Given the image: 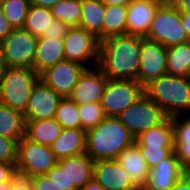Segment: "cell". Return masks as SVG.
<instances>
[{"mask_svg": "<svg viewBox=\"0 0 190 190\" xmlns=\"http://www.w3.org/2000/svg\"><path fill=\"white\" fill-rule=\"evenodd\" d=\"M142 36H112L100 42L98 67L107 79L137 81Z\"/></svg>", "mask_w": 190, "mask_h": 190, "instance_id": "6da1fadb", "label": "cell"}, {"mask_svg": "<svg viewBox=\"0 0 190 190\" xmlns=\"http://www.w3.org/2000/svg\"><path fill=\"white\" fill-rule=\"evenodd\" d=\"M134 143V137L117 117H106L86 131L85 153L93 160L116 159Z\"/></svg>", "mask_w": 190, "mask_h": 190, "instance_id": "7a4b0ae2", "label": "cell"}, {"mask_svg": "<svg viewBox=\"0 0 190 190\" xmlns=\"http://www.w3.org/2000/svg\"><path fill=\"white\" fill-rule=\"evenodd\" d=\"M144 94L168 117L190 115V77L165 74L145 85Z\"/></svg>", "mask_w": 190, "mask_h": 190, "instance_id": "3957f363", "label": "cell"}, {"mask_svg": "<svg viewBox=\"0 0 190 190\" xmlns=\"http://www.w3.org/2000/svg\"><path fill=\"white\" fill-rule=\"evenodd\" d=\"M39 74L29 67H7L0 80V102L24 113Z\"/></svg>", "mask_w": 190, "mask_h": 190, "instance_id": "277c9868", "label": "cell"}, {"mask_svg": "<svg viewBox=\"0 0 190 190\" xmlns=\"http://www.w3.org/2000/svg\"><path fill=\"white\" fill-rule=\"evenodd\" d=\"M145 38L159 42L166 48L189 42L181 24V12L170 0L157 8Z\"/></svg>", "mask_w": 190, "mask_h": 190, "instance_id": "5b68a950", "label": "cell"}, {"mask_svg": "<svg viewBox=\"0 0 190 190\" xmlns=\"http://www.w3.org/2000/svg\"><path fill=\"white\" fill-rule=\"evenodd\" d=\"M56 163L51 147L34 143L25 137L17 143V175L25 178L43 175Z\"/></svg>", "mask_w": 190, "mask_h": 190, "instance_id": "8992f818", "label": "cell"}, {"mask_svg": "<svg viewBox=\"0 0 190 190\" xmlns=\"http://www.w3.org/2000/svg\"><path fill=\"white\" fill-rule=\"evenodd\" d=\"M65 60L80 63L86 68L98 66L100 41L82 27H70L63 39Z\"/></svg>", "mask_w": 190, "mask_h": 190, "instance_id": "52a82bcc", "label": "cell"}, {"mask_svg": "<svg viewBox=\"0 0 190 190\" xmlns=\"http://www.w3.org/2000/svg\"><path fill=\"white\" fill-rule=\"evenodd\" d=\"M167 117L165 112L145 94L117 116L134 138L161 124Z\"/></svg>", "mask_w": 190, "mask_h": 190, "instance_id": "ba28073f", "label": "cell"}, {"mask_svg": "<svg viewBox=\"0 0 190 190\" xmlns=\"http://www.w3.org/2000/svg\"><path fill=\"white\" fill-rule=\"evenodd\" d=\"M38 37L23 28L13 29L0 42L2 56L7 67H29L34 69V57Z\"/></svg>", "mask_w": 190, "mask_h": 190, "instance_id": "9c48e42d", "label": "cell"}, {"mask_svg": "<svg viewBox=\"0 0 190 190\" xmlns=\"http://www.w3.org/2000/svg\"><path fill=\"white\" fill-rule=\"evenodd\" d=\"M144 94V87L135 80H107L101 98L106 117H117Z\"/></svg>", "mask_w": 190, "mask_h": 190, "instance_id": "30bf717a", "label": "cell"}, {"mask_svg": "<svg viewBox=\"0 0 190 190\" xmlns=\"http://www.w3.org/2000/svg\"><path fill=\"white\" fill-rule=\"evenodd\" d=\"M167 48L159 42L142 37L137 81L143 87L167 74Z\"/></svg>", "mask_w": 190, "mask_h": 190, "instance_id": "8fae6325", "label": "cell"}, {"mask_svg": "<svg viewBox=\"0 0 190 190\" xmlns=\"http://www.w3.org/2000/svg\"><path fill=\"white\" fill-rule=\"evenodd\" d=\"M86 69L80 63L64 60L46 68L39 78L63 98L69 97L80 75Z\"/></svg>", "mask_w": 190, "mask_h": 190, "instance_id": "7c38bea8", "label": "cell"}, {"mask_svg": "<svg viewBox=\"0 0 190 190\" xmlns=\"http://www.w3.org/2000/svg\"><path fill=\"white\" fill-rule=\"evenodd\" d=\"M62 98L54 89L39 79L33 87L27 108L23 113L25 121L54 118Z\"/></svg>", "mask_w": 190, "mask_h": 190, "instance_id": "4fadbf2b", "label": "cell"}, {"mask_svg": "<svg viewBox=\"0 0 190 190\" xmlns=\"http://www.w3.org/2000/svg\"><path fill=\"white\" fill-rule=\"evenodd\" d=\"M107 80L98 66L86 68L80 75L69 98L79 105L100 103Z\"/></svg>", "mask_w": 190, "mask_h": 190, "instance_id": "5bb4252c", "label": "cell"}, {"mask_svg": "<svg viewBox=\"0 0 190 190\" xmlns=\"http://www.w3.org/2000/svg\"><path fill=\"white\" fill-rule=\"evenodd\" d=\"M185 173L184 164L174 151L169 157L149 169L144 187L149 190H170Z\"/></svg>", "mask_w": 190, "mask_h": 190, "instance_id": "9a60e30c", "label": "cell"}, {"mask_svg": "<svg viewBox=\"0 0 190 190\" xmlns=\"http://www.w3.org/2000/svg\"><path fill=\"white\" fill-rule=\"evenodd\" d=\"M93 179L105 190H137L116 159L94 161Z\"/></svg>", "mask_w": 190, "mask_h": 190, "instance_id": "2e32d148", "label": "cell"}, {"mask_svg": "<svg viewBox=\"0 0 190 190\" xmlns=\"http://www.w3.org/2000/svg\"><path fill=\"white\" fill-rule=\"evenodd\" d=\"M161 0H132L127 5L126 34L145 37Z\"/></svg>", "mask_w": 190, "mask_h": 190, "instance_id": "e0dca14e", "label": "cell"}, {"mask_svg": "<svg viewBox=\"0 0 190 190\" xmlns=\"http://www.w3.org/2000/svg\"><path fill=\"white\" fill-rule=\"evenodd\" d=\"M57 163L65 170L68 187L81 190L93 179L94 161L86 153L57 160Z\"/></svg>", "mask_w": 190, "mask_h": 190, "instance_id": "ac0fdd59", "label": "cell"}, {"mask_svg": "<svg viewBox=\"0 0 190 190\" xmlns=\"http://www.w3.org/2000/svg\"><path fill=\"white\" fill-rule=\"evenodd\" d=\"M116 160L127 172L130 181L137 189L146 185L149 168L135 143L125 148Z\"/></svg>", "mask_w": 190, "mask_h": 190, "instance_id": "d6986e66", "label": "cell"}, {"mask_svg": "<svg viewBox=\"0 0 190 190\" xmlns=\"http://www.w3.org/2000/svg\"><path fill=\"white\" fill-rule=\"evenodd\" d=\"M50 147L57 160L85 153L86 131L81 128L62 129Z\"/></svg>", "mask_w": 190, "mask_h": 190, "instance_id": "ffe728a7", "label": "cell"}, {"mask_svg": "<svg viewBox=\"0 0 190 190\" xmlns=\"http://www.w3.org/2000/svg\"><path fill=\"white\" fill-rule=\"evenodd\" d=\"M65 60L63 40L48 37H38L34 57V69L40 74L46 68Z\"/></svg>", "mask_w": 190, "mask_h": 190, "instance_id": "44dd1931", "label": "cell"}, {"mask_svg": "<svg viewBox=\"0 0 190 190\" xmlns=\"http://www.w3.org/2000/svg\"><path fill=\"white\" fill-rule=\"evenodd\" d=\"M61 131L62 126L55 118L27 120L25 121L24 137L34 143L50 147L60 135Z\"/></svg>", "mask_w": 190, "mask_h": 190, "instance_id": "7402d4cb", "label": "cell"}, {"mask_svg": "<svg viewBox=\"0 0 190 190\" xmlns=\"http://www.w3.org/2000/svg\"><path fill=\"white\" fill-rule=\"evenodd\" d=\"M134 143L149 146H175L172 117H167L161 124L140 133L134 138Z\"/></svg>", "mask_w": 190, "mask_h": 190, "instance_id": "603a6c76", "label": "cell"}, {"mask_svg": "<svg viewBox=\"0 0 190 190\" xmlns=\"http://www.w3.org/2000/svg\"><path fill=\"white\" fill-rule=\"evenodd\" d=\"M105 5L101 0H82L80 26L102 41L103 16Z\"/></svg>", "mask_w": 190, "mask_h": 190, "instance_id": "cb8c5ba5", "label": "cell"}, {"mask_svg": "<svg viewBox=\"0 0 190 190\" xmlns=\"http://www.w3.org/2000/svg\"><path fill=\"white\" fill-rule=\"evenodd\" d=\"M186 117V118H184ZM175 152L184 164L186 173L190 170V115L173 116Z\"/></svg>", "mask_w": 190, "mask_h": 190, "instance_id": "d4e9b609", "label": "cell"}, {"mask_svg": "<svg viewBox=\"0 0 190 190\" xmlns=\"http://www.w3.org/2000/svg\"><path fill=\"white\" fill-rule=\"evenodd\" d=\"M0 135L18 143L25 135L23 113L0 102Z\"/></svg>", "mask_w": 190, "mask_h": 190, "instance_id": "484cf974", "label": "cell"}, {"mask_svg": "<svg viewBox=\"0 0 190 190\" xmlns=\"http://www.w3.org/2000/svg\"><path fill=\"white\" fill-rule=\"evenodd\" d=\"M167 74L190 77V42L167 48Z\"/></svg>", "mask_w": 190, "mask_h": 190, "instance_id": "4316f807", "label": "cell"}, {"mask_svg": "<svg viewBox=\"0 0 190 190\" xmlns=\"http://www.w3.org/2000/svg\"><path fill=\"white\" fill-rule=\"evenodd\" d=\"M127 6H107L102 25V41L112 36L126 35Z\"/></svg>", "mask_w": 190, "mask_h": 190, "instance_id": "83f0119b", "label": "cell"}, {"mask_svg": "<svg viewBox=\"0 0 190 190\" xmlns=\"http://www.w3.org/2000/svg\"><path fill=\"white\" fill-rule=\"evenodd\" d=\"M54 19L50 8L31 4L25 18L23 29L27 30L33 36L40 37L51 27Z\"/></svg>", "mask_w": 190, "mask_h": 190, "instance_id": "f1b7e54d", "label": "cell"}, {"mask_svg": "<svg viewBox=\"0 0 190 190\" xmlns=\"http://www.w3.org/2000/svg\"><path fill=\"white\" fill-rule=\"evenodd\" d=\"M55 19L69 27H79L82 13V0H60L51 8Z\"/></svg>", "mask_w": 190, "mask_h": 190, "instance_id": "f546056e", "label": "cell"}, {"mask_svg": "<svg viewBox=\"0 0 190 190\" xmlns=\"http://www.w3.org/2000/svg\"><path fill=\"white\" fill-rule=\"evenodd\" d=\"M62 126V129L81 128L78 104L69 97L62 98L54 117Z\"/></svg>", "mask_w": 190, "mask_h": 190, "instance_id": "4dcf8cb0", "label": "cell"}, {"mask_svg": "<svg viewBox=\"0 0 190 190\" xmlns=\"http://www.w3.org/2000/svg\"><path fill=\"white\" fill-rule=\"evenodd\" d=\"M30 5V0H3L1 8L10 25L17 29L23 28Z\"/></svg>", "mask_w": 190, "mask_h": 190, "instance_id": "1f68e13d", "label": "cell"}, {"mask_svg": "<svg viewBox=\"0 0 190 190\" xmlns=\"http://www.w3.org/2000/svg\"><path fill=\"white\" fill-rule=\"evenodd\" d=\"M78 111L81 121V129L85 131L94 128L106 118L103 107L100 103L78 104Z\"/></svg>", "mask_w": 190, "mask_h": 190, "instance_id": "d6a6232c", "label": "cell"}, {"mask_svg": "<svg viewBox=\"0 0 190 190\" xmlns=\"http://www.w3.org/2000/svg\"><path fill=\"white\" fill-rule=\"evenodd\" d=\"M137 147L149 169L160 163L161 160L169 157L175 151V146L137 145Z\"/></svg>", "mask_w": 190, "mask_h": 190, "instance_id": "836d02e7", "label": "cell"}, {"mask_svg": "<svg viewBox=\"0 0 190 190\" xmlns=\"http://www.w3.org/2000/svg\"><path fill=\"white\" fill-rule=\"evenodd\" d=\"M0 162L16 164L17 143L7 137L0 135Z\"/></svg>", "mask_w": 190, "mask_h": 190, "instance_id": "e575fe53", "label": "cell"}, {"mask_svg": "<svg viewBox=\"0 0 190 190\" xmlns=\"http://www.w3.org/2000/svg\"><path fill=\"white\" fill-rule=\"evenodd\" d=\"M45 175L62 190H77L75 187H68V178L66 177L65 170L58 163L50 168Z\"/></svg>", "mask_w": 190, "mask_h": 190, "instance_id": "d590c367", "label": "cell"}, {"mask_svg": "<svg viewBox=\"0 0 190 190\" xmlns=\"http://www.w3.org/2000/svg\"><path fill=\"white\" fill-rule=\"evenodd\" d=\"M70 27L62 21L54 19L51 23V27L43 33L41 37L64 39L67 35L68 29Z\"/></svg>", "mask_w": 190, "mask_h": 190, "instance_id": "8d00e7d4", "label": "cell"}, {"mask_svg": "<svg viewBox=\"0 0 190 190\" xmlns=\"http://www.w3.org/2000/svg\"><path fill=\"white\" fill-rule=\"evenodd\" d=\"M29 179L33 190H62L53 181L48 179L45 174L33 176Z\"/></svg>", "mask_w": 190, "mask_h": 190, "instance_id": "74e56055", "label": "cell"}, {"mask_svg": "<svg viewBox=\"0 0 190 190\" xmlns=\"http://www.w3.org/2000/svg\"><path fill=\"white\" fill-rule=\"evenodd\" d=\"M16 175V164L0 162V182H11Z\"/></svg>", "mask_w": 190, "mask_h": 190, "instance_id": "f35d334b", "label": "cell"}, {"mask_svg": "<svg viewBox=\"0 0 190 190\" xmlns=\"http://www.w3.org/2000/svg\"><path fill=\"white\" fill-rule=\"evenodd\" d=\"M10 190H33V187L29 178L16 175L10 182Z\"/></svg>", "mask_w": 190, "mask_h": 190, "instance_id": "ab89813d", "label": "cell"}, {"mask_svg": "<svg viewBox=\"0 0 190 190\" xmlns=\"http://www.w3.org/2000/svg\"><path fill=\"white\" fill-rule=\"evenodd\" d=\"M14 28L10 25L0 6V42L4 40Z\"/></svg>", "mask_w": 190, "mask_h": 190, "instance_id": "60d3db41", "label": "cell"}, {"mask_svg": "<svg viewBox=\"0 0 190 190\" xmlns=\"http://www.w3.org/2000/svg\"><path fill=\"white\" fill-rule=\"evenodd\" d=\"M170 190H190V176L185 173L179 180L175 182Z\"/></svg>", "mask_w": 190, "mask_h": 190, "instance_id": "b9f144b4", "label": "cell"}, {"mask_svg": "<svg viewBox=\"0 0 190 190\" xmlns=\"http://www.w3.org/2000/svg\"><path fill=\"white\" fill-rule=\"evenodd\" d=\"M170 1L180 12L190 14V0H170Z\"/></svg>", "mask_w": 190, "mask_h": 190, "instance_id": "7bdbcfd3", "label": "cell"}, {"mask_svg": "<svg viewBox=\"0 0 190 190\" xmlns=\"http://www.w3.org/2000/svg\"><path fill=\"white\" fill-rule=\"evenodd\" d=\"M181 24L184 27L188 39L190 40V14L181 12Z\"/></svg>", "mask_w": 190, "mask_h": 190, "instance_id": "ee69618b", "label": "cell"}, {"mask_svg": "<svg viewBox=\"0 0 190 190\" xmlns=\"http://www.w3.org/2000/svg\"><path fill=\"white\" fill-rule=\"evenodd\" d=\"M32 5L51 8L60 0H30Z\"/></svg>", "mask_w": 190, "mask_h": 190, "instance_id": "f6af8a7d", "label": "cell"}, {"mask_svg": "<svg viewBox=\"0 0 190 190\" xmlns=\"http://www.w3.org/2000/svg\"><path fill=\"white\" fill-rule=\"evenodd\" d=\"M132 0H101L104 5L107 6H127Z\"/></svg>", "mask_w": 190, "mask_h": 190, "instance_id": "bcb514c9", "label": "cell"}, {"mask_svg": "<svg viewBox=\"0 0 190 190\" xmlns=\"http://www.w3.org/2000/svg\"><path fill=\"white\" fill-rule=\"evenodd\" d=\"M81 190H105L98 182L94 179L86 183Z\"/></svg>", "mask_w": 190, "mask_h": 190, "instance_id": "7dc6e473", "label": "cell"}, {"mask_svg": "<svg viewBox=\"0 0 190 190\" xmlns=\"http://www.w3.org/2000/svg\"><path fill=\"white\" fill-rule=\"evenodd\" d=\"M6 68H7V66H6L5 61L3 59L2 49H1V45H0V80L3 78Z\"/></svg>", "mask_w": 190, "mask_h": 190, "instance_id": "c3c4849f", "label": "cell"}, {"mask_svg": "<svg viewBox=\"0 0 190 190\" xmlns=\"http://www.w3.org/2000/svg\"><path fill=\"white\" fill-rule=\"evenodd\" d=\"M0 190H10V182H0Z\"/></svg>", "mask_w": 190, "mask_h": 190, "instance_id": "681fc988", "label": "cell"}, {"mask_svg": "<svg viewBox=\"0 0 190 190\" xmlns=\"http://www.w3.org/2000/svg\"><path fill=\"white\" fill-rule=\"evenodd\" d=\"M137 190H149V189H147V188H145V187H142V188H139V189H137Z\"/></svg>", "mask_w": 190, "mask_h": 190, "instance_id": "f907efd6", "label": "cell"}]
</instances>
